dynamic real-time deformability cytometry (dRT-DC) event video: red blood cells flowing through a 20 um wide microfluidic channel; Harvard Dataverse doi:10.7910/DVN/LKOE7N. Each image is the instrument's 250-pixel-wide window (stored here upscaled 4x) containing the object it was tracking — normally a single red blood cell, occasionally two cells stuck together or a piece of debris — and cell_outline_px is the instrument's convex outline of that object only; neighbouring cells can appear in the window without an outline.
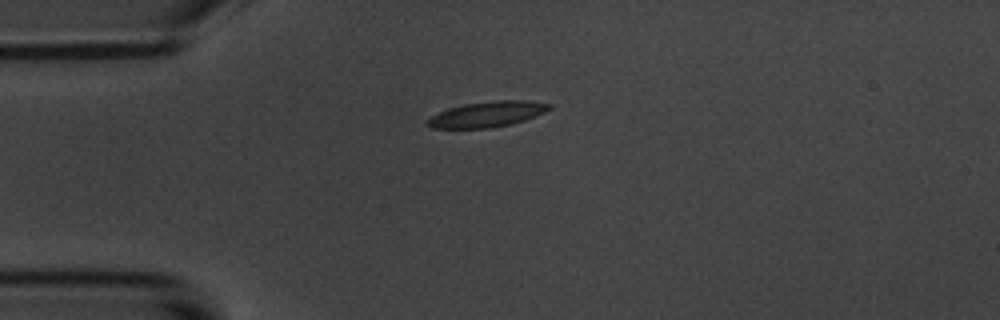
{"species": "common noctule bat (a hibernating species)", "species_latin": "Nyctalus noctula", "temperature_condition": "room temperature", "stored_images_in_passage": 43, "camera_frame_rate_fps": 3000, "um_per_image_px": 0.085, "animal": {"sex": "male", "body_mass_g": 20.1, "forearm_length_mm": 53.5}, "frame": {"image": 1, "passage_image": 1, "time_ms": 0.0, "image_size_px": [1000, 320], "cell_outline_px": [[552, 108], [544, 112], [524, 120], [508, 124], [488, 128], [432, 128], [424, 124], [424, 120], [428, 116], [448, 108], [464, 104], [496, 100], [524, 100], [552, 104]], "centroid_in_image_um": [41.32, 9.71], "position_along_channel_um": 43.7, "area_um2": 18.21}}
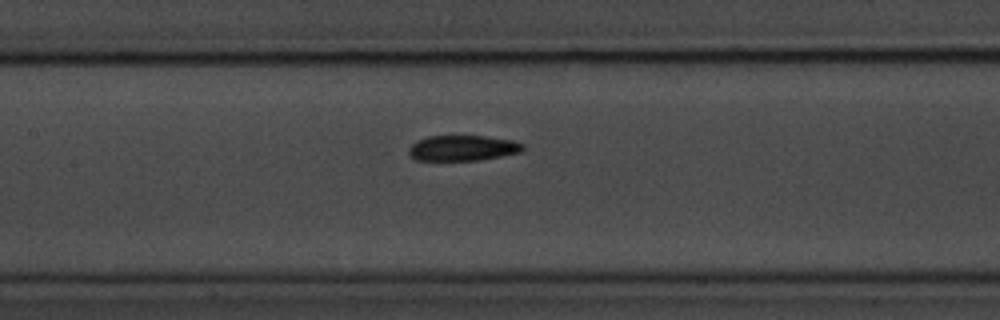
{"frame": {"image": 2, "passage_image": 13, "time_ms": 4.0, "image_size_px": [1000, 320], "cell_outline_px": [[524, 148], [520, 152], [480, 160], [416, 160], [408, 152], [408, 148], [416, 140], [428, 136], [484, 136], [516, 140], [524, 144]], "centroid_in_image_um": [39.34, 12.57], "position_along_channel_um": 168.1, "area_um2": 16.99}}
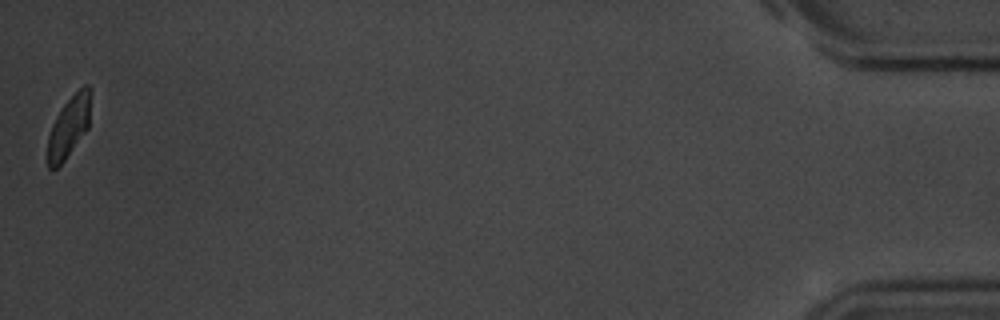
{"frame": {"image": 3, "passage_image": 43, "time_ms": 14.0, "image_size_px": [1000, 320], "cell_outline_px": [[92, 92], [88, 128], [64, 160], [56, 168], [48, 168], [48, 136], [52, 124], [56, 116], [64, 104], [84, 84], [88, 84], [92, 88]], "centroid_in_image_um": [5.89, 10.71], "position_along_channel_um": 429.3, "area_um2": 15.26}, "authors_computed_cell_mechanics": {"area_um2": 17.5134, "velocity_mm_per_s": 3.5626, "shape_relaxation_time_tau1_ms": 3.6935, "shape_relaxation_time_tau2_ms": 1.8294, "deformation_change_tau1": 0.1572, "deformation_change_tau2": 0.0724}}